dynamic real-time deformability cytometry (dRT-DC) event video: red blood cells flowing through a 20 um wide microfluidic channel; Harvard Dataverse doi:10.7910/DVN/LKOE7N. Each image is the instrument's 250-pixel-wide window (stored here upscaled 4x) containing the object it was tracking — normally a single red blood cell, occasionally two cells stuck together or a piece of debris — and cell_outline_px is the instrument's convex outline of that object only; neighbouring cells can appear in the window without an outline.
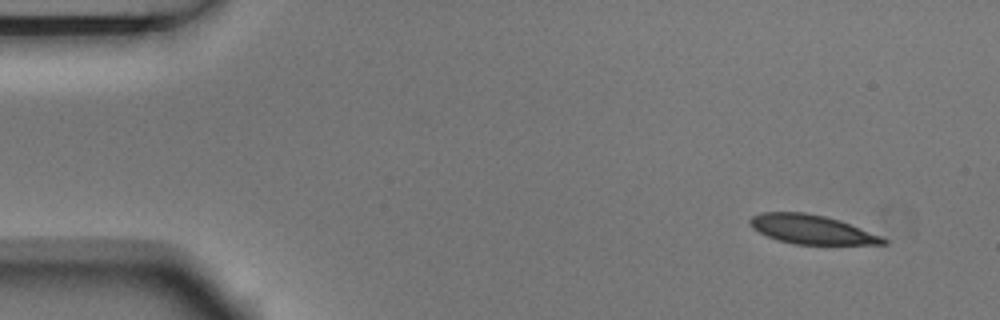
{"species": "Egyptian fruit bat (a non-hibernating species)", "species_latin": "Rousettus aegyptiacus", "temperature_condition": "room temperature", "stored_images_in_passage": 4, "camera_frame_rate_fps": 3000, "um_per_image_px": 0.085, "animal": {"sex": "male"}, "frame": {"image": 1, "passage_image": 1, "time_ms": 0.0, "image_size_px": [1000, 320], "cell_outline_px": [[888, 244], [792, 244], [776, 240], [752, 228], [748, 220], [752, 216], [760, 212], [804, 212], [824, 216], [840, 220], [880, 236], [888, 240]], "centroid_in_image_um": [68.95, 19.5], "position_along_channel_um": 16.1, "area_um2": 22.43}}
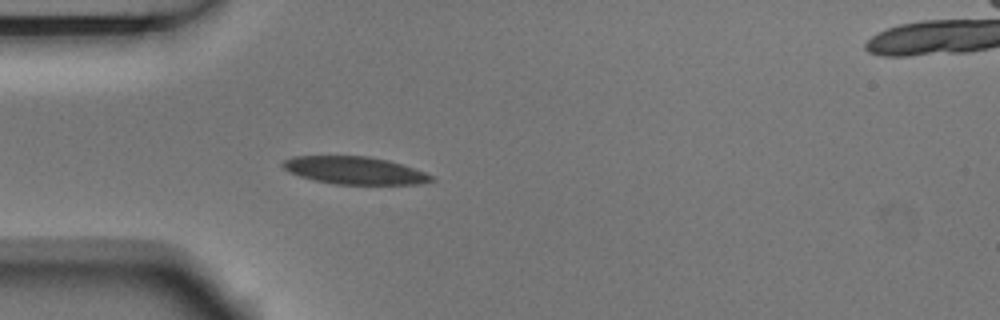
{"frame": {"image": 2, "passage_image": 4, "time_ms": 1.0, "image_size_px": [1000, 320], "cell_outline_px": [[436, 180], [424, 184], [332, 184], [312, 180], [288, 172], [280, 164], [284, 160], [292, 156], [368, 156], [388, 160], [424, 172], [432, 176]], "centroid_in_image_um": [30.11, 14.49], "position_along_channel_um": 54.9, "area_um2": 23.93}}